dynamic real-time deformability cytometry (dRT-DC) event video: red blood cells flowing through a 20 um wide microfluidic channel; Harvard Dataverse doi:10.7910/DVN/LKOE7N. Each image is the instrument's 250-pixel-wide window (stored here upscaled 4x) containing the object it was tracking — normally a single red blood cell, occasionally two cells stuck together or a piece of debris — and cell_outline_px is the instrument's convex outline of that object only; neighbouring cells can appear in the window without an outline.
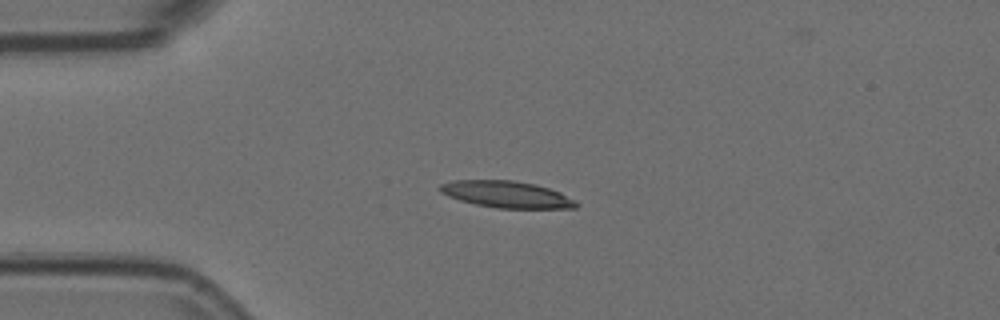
{"species": "Egyptian fruit bat (a non-hibernating species)", "species_latin": "Rousettus aegyptiacus", "temperature_condition": "room temperature", "stored_images_in_passage": 16, "camera_frame_rate_fps": 3000, "um_per_image_px": 0.085, "animal": {"sex": "female"}, "frame": {"image": 1, "passage_image": 13, "time_ms": 4.0, "image_size_px": [1000, 320], "cell_outline_px": [[580, 204], [576, 208], [496, 208], [476, 204], [460, 200], [448, 196], [440, 192], [436, 188], [440, 184], [452, 180], [512, 180], [536, 184], [560, 192], [576, 200]], "centroid_in_image_um": [43.05, 16.52], "position_along_channel_um": 41.9, "area_um2": 21.33}}